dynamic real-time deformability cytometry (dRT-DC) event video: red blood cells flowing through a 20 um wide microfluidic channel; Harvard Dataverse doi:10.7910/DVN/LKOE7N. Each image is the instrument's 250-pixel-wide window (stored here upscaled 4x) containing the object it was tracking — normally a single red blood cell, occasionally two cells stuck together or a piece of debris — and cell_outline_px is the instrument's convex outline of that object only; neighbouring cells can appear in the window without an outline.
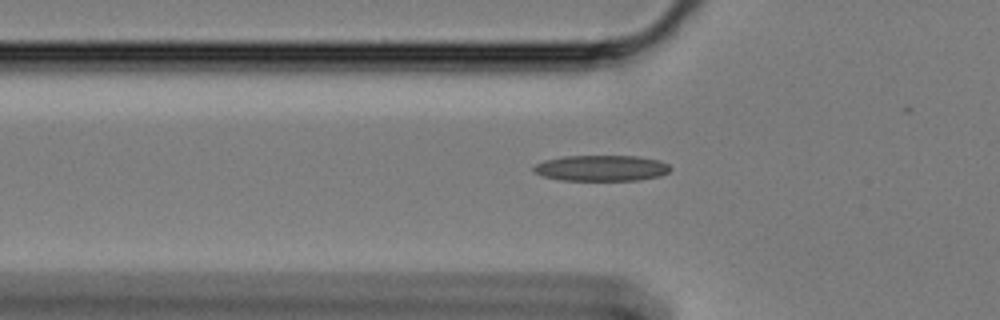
{"species": "Egyptian fruit bat (a non-hibernating species)", "species_latin": "Rousettus aegyptiacus", "temperature_condition": "cold", "stored_images_in_passage": 40, "camera_frame_rate_fps": 3000, "um_per_image_px": 0.085, "animal": {"sex": "female"}, "frame": {"image": 1, "passage_image": 9, "time_ms": 2.667, "image_size_px": [1000, 320], "cell_outline_px": [[672, 168], [668, 172], [660, 176], [640, 180], [560, 180], [544, 176], [532, 172], [532, 168], [536, 164], [544, 160], [564, 156], [636, 156], [660, 160], [668, 164]], "centroid_in_image_um": [51.12, 14.29], "position_along_channel_um": 74.7, "area_um2": 20.69}}
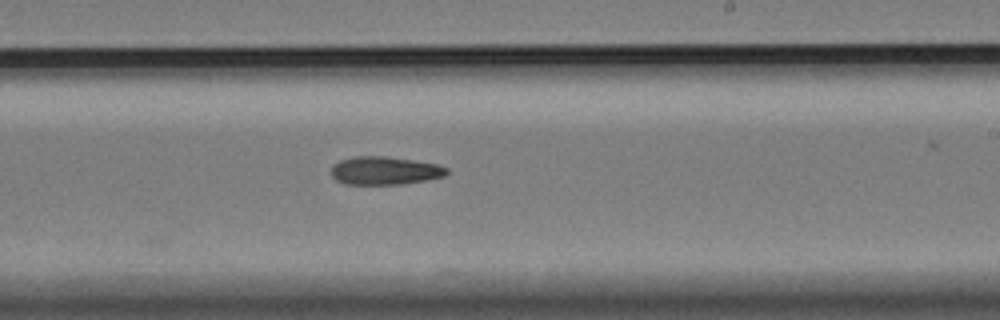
{"frame": {"image": 2, "passage_image": 25, "time_ms": 8.0, "image_size_px": [1000, 320], "cell_outline_px": [[448, 172], [444, 176], [424, 180], [400, 184], [344, 184], [336, 180], [332, 176], [332, 164], [340, 160], [356, 156], [384, 156], [412, 160], [436, 164], [448, 168]], "centroid_in_image_um": [32.67, 14.5], "position_along_channel_um": 256.3, "area_um2": 18.79}}
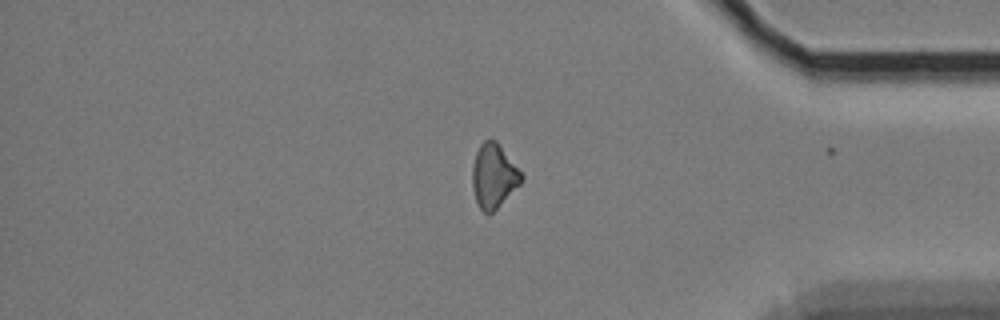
{"frame": {"image": 3, "passage_image": 39, "time_ms": 12.667, "image_size_px": [1000, 320], "cell_outline_px": [[524, 180], [492, 212], [484, 212], [480, 208], [476, 200], [472, 188], [472, 168], [476, 152], [480, 144], [484, 140], [496, 140], [524, 176]], "centroid_in_image_um": [41.96, 14.93], "position_along_channel_um": 393.2, "area_um2": 18.03}}